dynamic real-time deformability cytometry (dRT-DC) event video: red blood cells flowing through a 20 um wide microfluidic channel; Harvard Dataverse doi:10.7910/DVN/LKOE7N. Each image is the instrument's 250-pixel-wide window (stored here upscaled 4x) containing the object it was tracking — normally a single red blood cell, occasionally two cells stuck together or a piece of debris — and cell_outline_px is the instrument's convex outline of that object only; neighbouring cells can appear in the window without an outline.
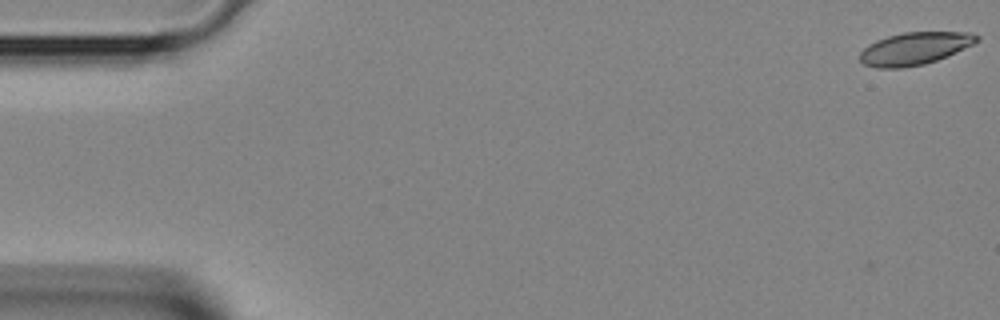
{"species": "Egyptian fruit bat (a non-hibernating species)", "species_latin": "Rousettus aegyptiacus", "temperature_condition": "room temperature", "stored_images_in_passage": 4, "camera_frame_rate_fps": 3000, "um_per_image_px": 0.085, "animal": {"sex": "female"}, "frame": {"image": 1, "passage_image": 1, "time_ms": 0.0, "image_size_px": [1000, 320], "cell_outline_px": [[980, 40], [948, 56], [924, 64], [900, 68], [876, 68], [864, 64], [860, 60], [860, 52], [868, 44], [876, 40], [888, 36], [904, 32], [968, 32], [980, 36]], "centroid_in_image_um": [77.73, 4.12], "position_along_channel_um": 7.3, "area_um2": 22.08}}